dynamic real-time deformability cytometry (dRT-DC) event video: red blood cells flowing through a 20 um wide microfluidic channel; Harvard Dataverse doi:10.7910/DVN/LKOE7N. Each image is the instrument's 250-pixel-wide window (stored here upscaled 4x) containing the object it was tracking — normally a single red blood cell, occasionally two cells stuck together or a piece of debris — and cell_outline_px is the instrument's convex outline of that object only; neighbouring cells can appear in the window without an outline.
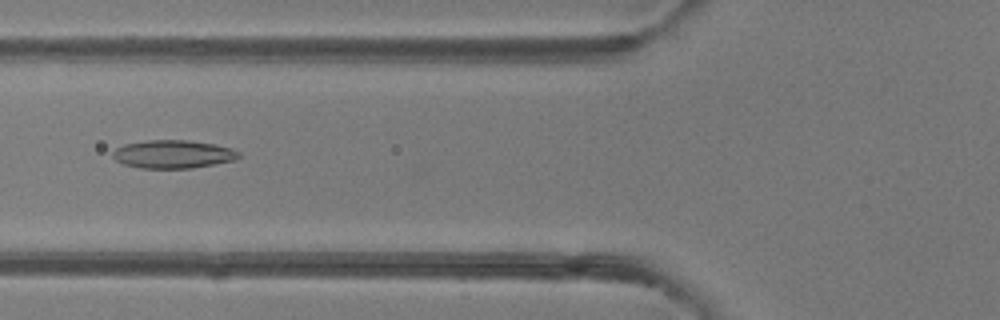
{"species": "common noctule bat (a hibernating species)", "species_latin": "Nyctalus noctula", "temperature_condition": "room temperature", "stored_images_in_passage": 39, "camera_frame_rate_fps": 3000, "um_per_image_px": 0.085, "animal": {"sex": "female"}, "frame": {"image": 1, "passage_image": 9, "time_ms": 2.667, "image_size_px": [1000, 320], "cell_outline_px": [[240, 156], [232, 160], [192, 168], [140, 168], [124, 164], [116, 160], [112, 156], [112, 152], [116, 148], [124, 144], [148, 140], [188, 140], [216, 144], [232, 148], [240, 152]], "centroid_in_image_um": [14.7, 13.09], "position_along_channel_um": 111.1, "area_um2": 20.63}}
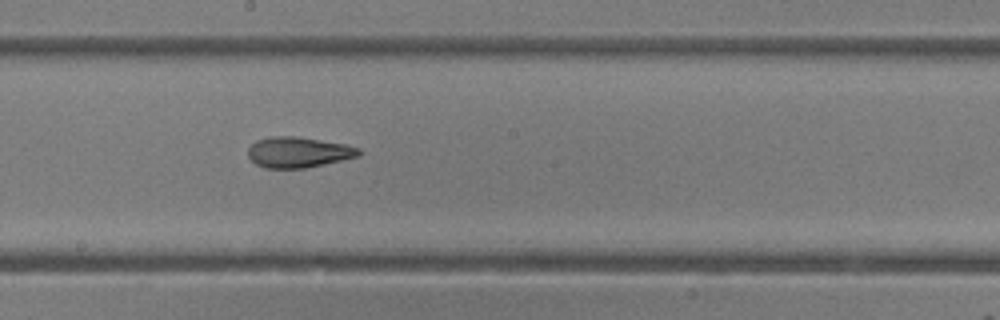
{"frame": {"image": 2, "passage_image": 17, "time_ms": 5.333, "image_size_px": [1000, 320], "cell_outline_px": [[364, 152], [360, 156], [324, 164], [304, 168], [264, 168], [256, 164], [248, 156], [248, 148], [256, 140], [272, 136], [296, 136], [348, 144], [360, 148]], "centroid_in_image_um": [25.4, 12.93], "position_along_channel_um": 222.8, "area_um2": 20.0}}
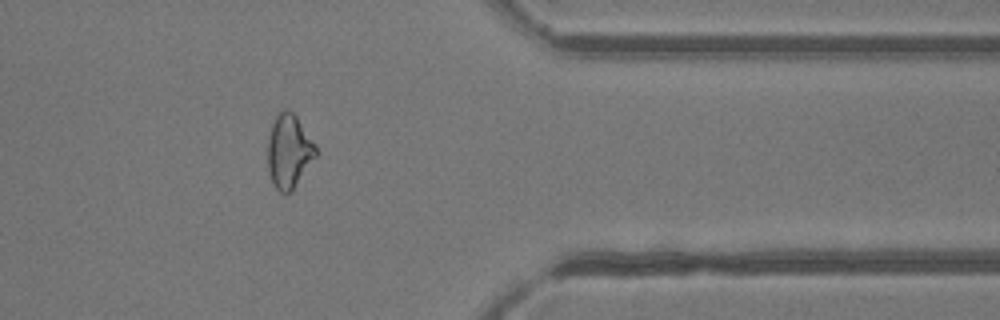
{"frame": {"image": 3, "passage_image": 30, "time_ms": 9.667, "image_size_px": [1000, 320], "cell_outline_px": [[316, 156], [292, 188], [288, 192], [280, 192], [276, 188], [272, 180], [268, 168], [268, 140], [272, 124], [276, 116], [284, 108], [288, 108], [296, 116], [316, 144]], "centroid_in_image_um": [24.55, 12.8], "position_along_channel_um": 386.8, "area_um2": 20.11}, "authors_computed_cell_mechanics": {"area_um2": 20.6346, "velocity_mm_per_s": 4.1744, "shape_relaxation_time_tau1_ms": null, "shape_relaxation_time_tau2_ms": 2.661, "deformation_change_tau1": null, "deformation_change_tau2": 0.1135}}